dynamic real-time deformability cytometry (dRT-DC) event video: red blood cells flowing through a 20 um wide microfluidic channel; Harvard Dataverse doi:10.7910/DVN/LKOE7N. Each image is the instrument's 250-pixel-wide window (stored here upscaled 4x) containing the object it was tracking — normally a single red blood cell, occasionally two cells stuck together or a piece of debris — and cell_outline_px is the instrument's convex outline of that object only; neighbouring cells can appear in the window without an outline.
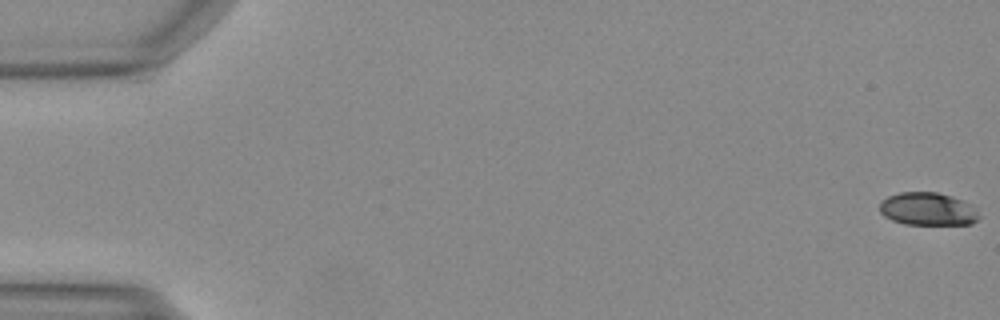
{"species": "Egyptian fruit bat (a non-hibernating species)", "species_latin": "Rousettus aegyptiacus", "temperature_condition": "warm", "stored_images_in_passage": 51, "camera_frame_rate_fps": 3000, "um_per_image_px": 0.085, "animal": {"sex": "female"}, "frame": {"image": 1, "passage_image": 1, "time_ms": 0.0, "image_size_px": [1000, 320], "cell_outline_px": [[980, 216], [972, 224], [904, 224], [892, 220], [884, 216], [880, 212], [880, 200], [888, 196], [900, 192], [936, 192], [952, 196], [968, 204]], "centroid_in_image_um": [78.8, 17.76], "position_along_channel_um": 6.2, "area_um2": 18.84}}
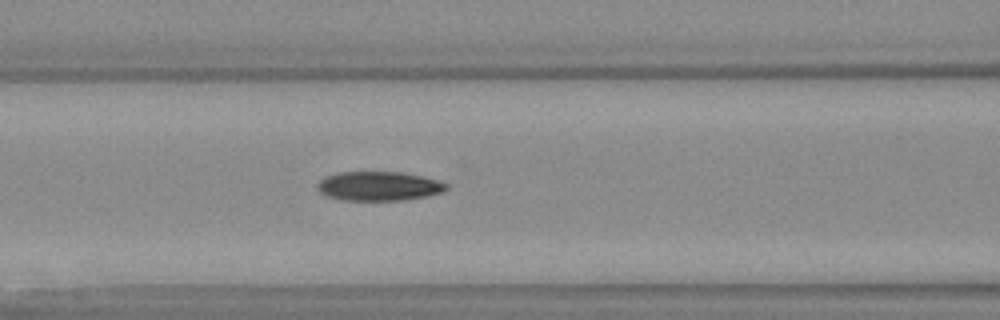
{"frame": {"image": 2, "passage_image": 22, "time_ms": 7.0, "image_size_px": [1000, 320], "cell_outline_px": [[448, 188], [444, 192], [428, 196], [404, 200], [344, 200], [328, 196], [320, 192], [316, 188], [316, 184], [320, 180], [328, 176], [340, 172], [400, 172], [420, 176], [436, 180], [448, 184]], "centroid_in_image_um": [32.21, 15.82], "position_along_channel_um": 134.4, "area_um2": 21.85}}
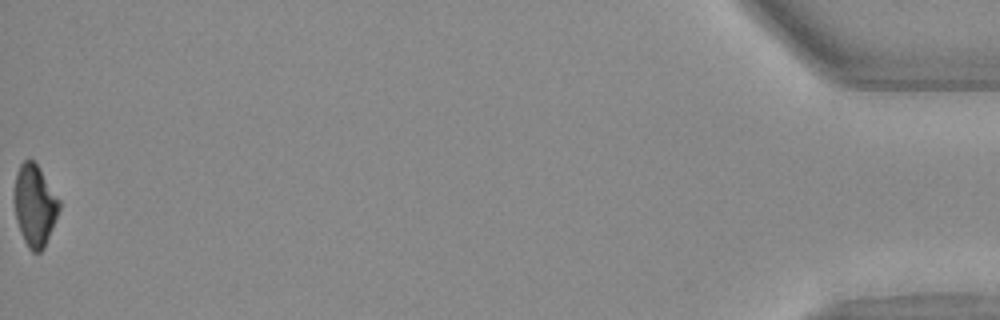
{"frame": {"image": 3, "passage_image": 51, "time_ms": 16.667, "image_size_px": [1000, 320], "cell_outline_px": [[60, 208], [44, 248], [40, 252], [32, 252], [28, 248], [20, 232], [16, 220], [12, 200], [16, 172], [20, 164], [24, 160], [32, 160], [36, 164], [60, 200]], "centroid_in_image_um": [2.91, 17.47], "position_along_channel_um": 432.3, "area_um2": 21.44}}